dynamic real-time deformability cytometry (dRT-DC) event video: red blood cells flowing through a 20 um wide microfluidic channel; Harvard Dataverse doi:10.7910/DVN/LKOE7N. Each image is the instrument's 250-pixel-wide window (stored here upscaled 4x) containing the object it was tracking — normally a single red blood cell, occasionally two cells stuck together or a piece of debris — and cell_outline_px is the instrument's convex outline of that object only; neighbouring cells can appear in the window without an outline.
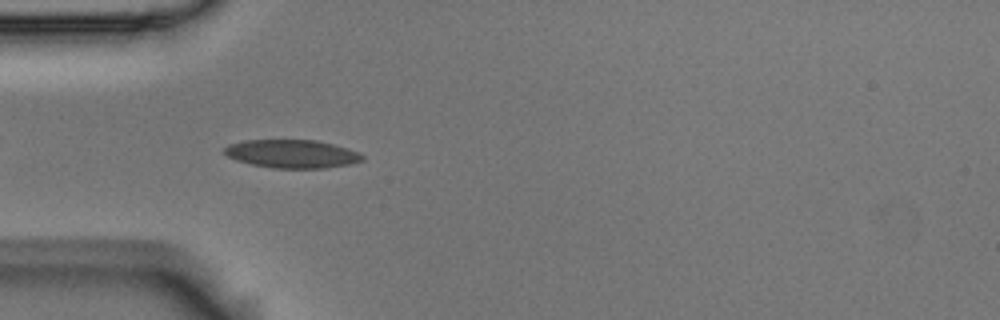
{"species": "Egyptian fruit bat (a non-hibernating species)", "species_latin": "Rousettus aegyptiacus", "temperature_condition": "room temperature", "stored_images_in_passage": 6, "camera_frame_rate_fps": 3000, "um_per_image_px": 0.085, "animal": {"sex": "male"}, "frame": {"image": 1, "passage_image": 5, "time_ms": 1.333, "image_size_px": [1000, 320], "cell_outline_px": [[364, 160], [352, 164], [324, 168], [272, 168], [252, 164], [236, 160], [228, 156], [224, 152], [224, 148], [228, 144], [244, 140], [316, 140], [348, 148], [360, 152], [364, 156]], "centroid_in_image_um": [24.85, 13.07], "position_along_channel_um": 60.2, "area_um2": 22.83}}
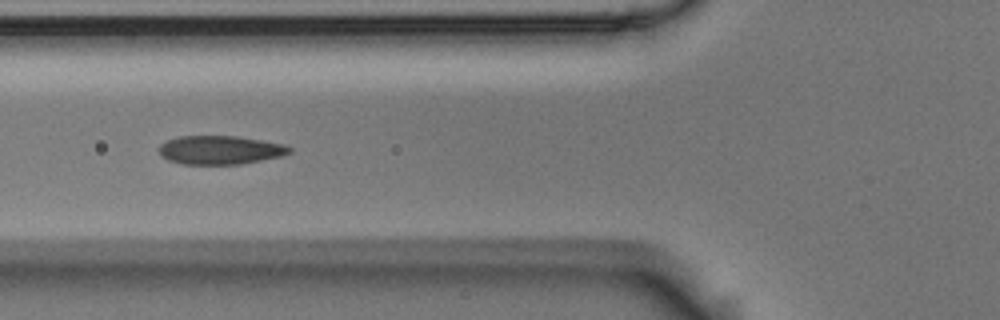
{"frame": {"image": 2, "passage_image": 6, "time_ms": 1.667, "image_size_px": [1000, 320], "cell_outline_px": [[292, 152], [280, 156], [240, 164], [184, 164], [168, 160], [160, 156], [160, 144], [168, 140], [180, 136], [236, 136], [284, 144], [292, 148]], "centroid_in_image_um": [18.7, 12.75], "position_along_channel_um": 107.1, "area_um2": 21.62}}